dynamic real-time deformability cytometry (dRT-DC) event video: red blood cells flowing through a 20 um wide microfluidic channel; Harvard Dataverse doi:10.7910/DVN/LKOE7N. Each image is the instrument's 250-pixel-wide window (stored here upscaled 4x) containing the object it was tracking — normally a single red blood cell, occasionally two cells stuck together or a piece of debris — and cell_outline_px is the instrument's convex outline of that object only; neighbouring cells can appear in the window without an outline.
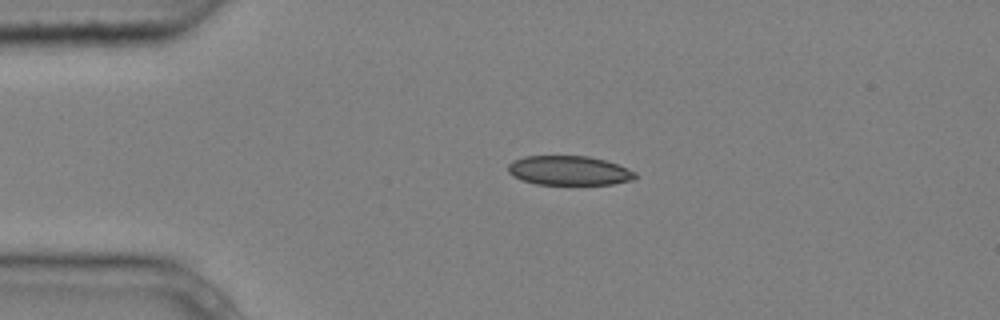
{"species": "common noctule bat (a hibernating species)", "species_latin": "Nyctalus noctula", "temperature_condition": "cold", "stored_images_in_passage": 2, "camera_frame_rate_fps": 3000, "um_per_image_px": 0.085, "animal": {"sex": "male", "body_mass_g": 20.4}, "frame": {"image": 1, "passage_image": 1, "time_ms": 0.0, "image_size_px": [1000, 320], "cell_outline_px": [[636, 176], [632, 180], [612, 184], [536, 184], [512, 176], [508, 172], [508, 164], [512, 160], [524, 156], [588, 156], [604, 160], [616, 164], [636, 172]], "centroid_in_image_um": [48.33, 14.49], "position_along_channel_um": 36.7, "area_um2": 21.62}}